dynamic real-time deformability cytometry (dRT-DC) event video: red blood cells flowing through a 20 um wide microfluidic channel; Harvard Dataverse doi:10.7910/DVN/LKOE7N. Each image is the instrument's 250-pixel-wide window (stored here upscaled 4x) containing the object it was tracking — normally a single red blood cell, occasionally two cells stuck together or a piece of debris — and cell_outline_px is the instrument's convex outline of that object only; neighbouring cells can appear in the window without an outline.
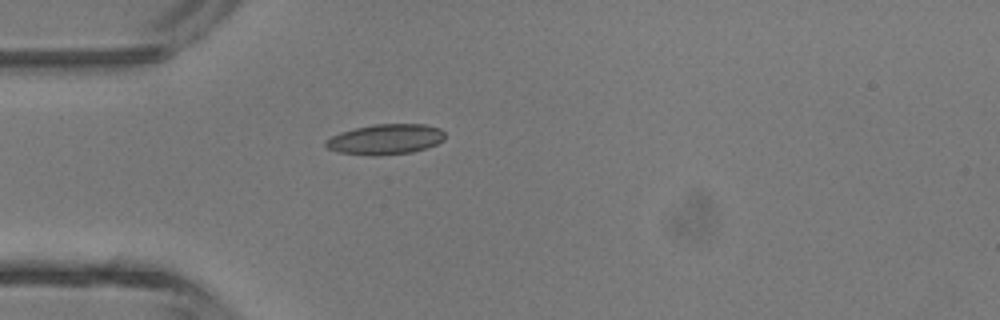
{"species": "common noctule bat (a hibernating species)", "species_latin": "Nyctalus noctula", "temperature_condition": "room temperature", "stored_images_in_passage": 1, "camera_frame_rate_fps": 3000, "um_per_image_px": 0.085, "animal": {"sex": "male", "body_mass_g": 13.3}, "frame": {"image": 1, "passage_image": 1, "time_ms": 0.0, "image_size_px": [1000, 320], "cell_outline_px": [[444, 140], [436, 144], [412, 152], [376, 156], [372, 156], [336, 152], [328, 148], [324, 144], [324, 140], [340, 132], [372, 124], [424, 124], [440, 128], [444, 132]], "centroid_in_image_um": [32.74, 11.84], "position_along_channel_um": 52.3, "area_um2": 21.15}}